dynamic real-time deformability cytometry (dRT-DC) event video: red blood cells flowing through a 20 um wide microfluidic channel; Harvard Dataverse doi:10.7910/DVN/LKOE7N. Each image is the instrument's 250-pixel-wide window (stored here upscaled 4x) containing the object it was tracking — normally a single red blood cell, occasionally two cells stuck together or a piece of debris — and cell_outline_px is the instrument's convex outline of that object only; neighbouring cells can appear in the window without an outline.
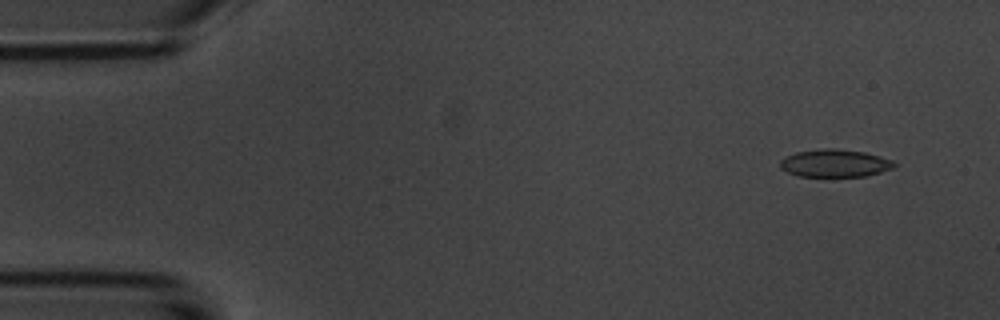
{"species": "common noctule bat (a hibernating species)", "species_latin": "Nyctalus noctula", "temperature_condition": "room temperature", "stored_images_in_passage": 7, "camera_frame_rate_fps": 3000, "um_per_image_px": 0.085, "animal": {"sex": "male", "body_mass_g": 20.1, "forearm_length_mm": 53.5}, "frame": {"image": 1, "passage_image": 1, "time_ms": 0.0, "image_size_px": [1000, 320], "cell_outline_px": [[896, 164], [892, 168], [868, 176], [796, 176], [780, 168], [780, 160], [796, 152], [824, 148], [836, 148], [864, 152], [880, 156], [892, 160]], "centroid_in_image_um": [70.96, 13.87], "position_along_channel_um": 14.0, "area_um2": 18.32}}
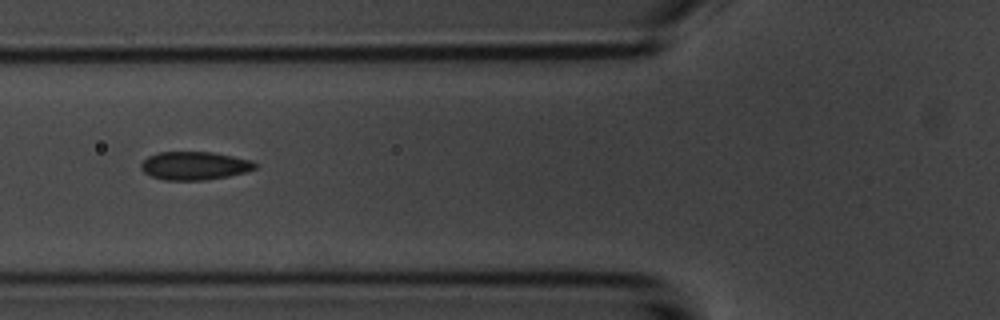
{"frame": {"image": 2, "passage_image": 5, "time_ms": 5.333, "image_size_px": [1000, 320], "cell_outline_px": [[256, 168], [244, 172], [228, 176], [204, 180], [164, 180], [152, 176], [144, 172], [140, 168], [140, 164], [148, 156], [160, 152], [212, 152], [252, 160], [256, 164]], "centroid_in_image_um": [16.52, 14.08], "position_along_channel_um": 109.3, "area_um2": 18.67}}
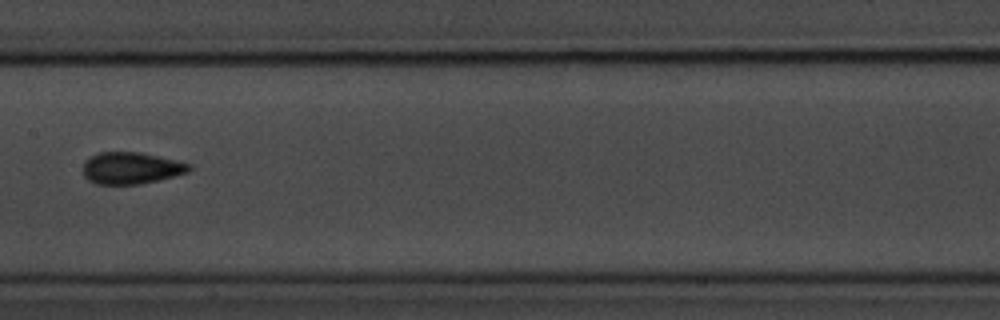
{"frame": {"image": 3, "passage_image": 7, "time_ms": 7.667, "image_size_px": [1000, 320], "cell_outline_px": [[192, 168], [188, 172], [176, 176], [140, 184], [96, 184], [88, 180], [84, 176], [84, 160], [100, 152], [140, 152], [192, 164]], "centroid_in_image_um": [11.16, 14.29], "position_along_channel_um": 196.2, "area_um2": 19.65}}